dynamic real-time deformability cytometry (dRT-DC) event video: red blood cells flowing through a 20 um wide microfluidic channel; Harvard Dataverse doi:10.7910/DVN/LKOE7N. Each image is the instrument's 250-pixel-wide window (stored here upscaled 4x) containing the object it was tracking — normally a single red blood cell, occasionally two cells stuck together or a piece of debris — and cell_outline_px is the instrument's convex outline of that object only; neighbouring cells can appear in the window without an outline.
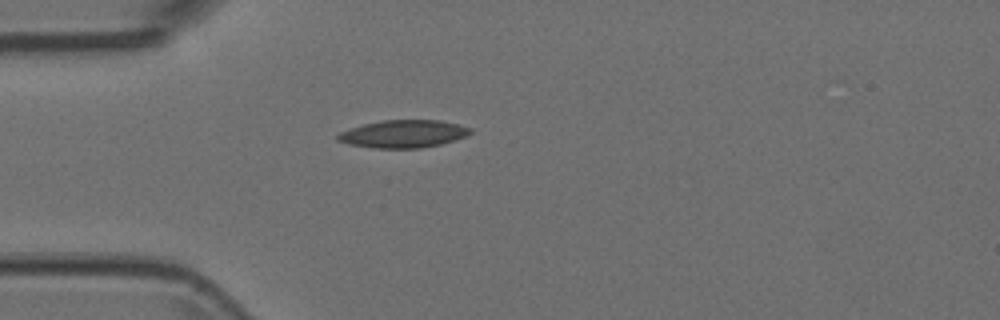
{"species": "Egyptian fruit bat (a non-hibernating species)", "species_latin": "Rousettus aegyptiacus", "temperature_condition": "room temperature", "stored_images_in_passage": 2, "camera_frame_rate_fps": 3000, "um_per_image_px": 0.085, "animal": {"sex": "female"}, "frame": {"image": 1, "passage_image": 2, "time_ms": 0.333, "image_size_px": [1000, 320], "cell_outline_px": [[472, 132], [464, 136], [440, 144], [420, 148], [372, 148], [348, 144], [336, 140], [336, 136], [340, 132], [364, 124], [384, 120], [440, 120], [472, 128]], "centroid_in_image_um": [34.25, 11.38], "position_along_channel_um": 50.7, "area_um2": 21.15}}